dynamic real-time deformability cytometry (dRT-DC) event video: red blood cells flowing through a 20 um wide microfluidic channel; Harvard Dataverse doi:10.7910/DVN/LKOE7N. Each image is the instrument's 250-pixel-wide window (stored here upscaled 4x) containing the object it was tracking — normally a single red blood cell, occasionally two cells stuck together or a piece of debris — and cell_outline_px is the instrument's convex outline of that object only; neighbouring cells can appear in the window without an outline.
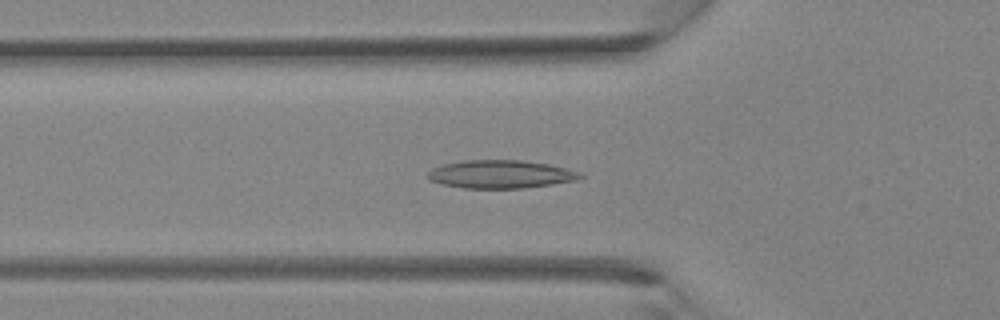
{"species": "Egyptian fruit bat (a non-hibernating species)", "species_latin": "Rousettus aegyptiacus", "temperature_condition": "room temperature", "stored_images_in_passage": 37, "camera_frame_rate_fps": 3000, "um_per_image_px": 0.085, "animal": {"sex": "female"}, "frame": {"image": 1, "passage_image": 13, "time_ms": 4.0, "image_size_px": [1000, 320], "cell_outline_px": [[584, 176], [576, 180], [552, 184], [524, 188], [464, 188], [440, 184], [432, 180], [428, 176], [428, 172], [432, 168], [444, 164], [464, 160], [520, 160], [548, 164], [580, 172]], "centroid_in_image_um": [42.55, 14.81], "position_along_channel_um": 83.3, "area_um2": 24.8}}
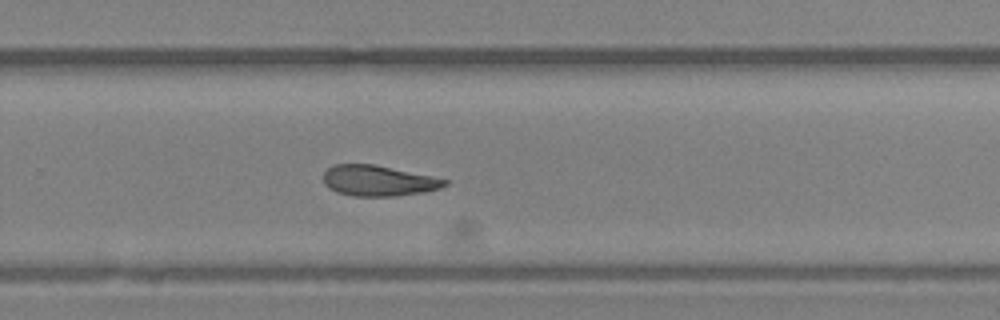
{"frame": {"image": 2, "passage_image": 25, "time_ms": 8.0, "image_size_px": [1000, 320], "cell_outline_px": [[448, 184], [440, 188], [424, 192], [396, 196], [352, 196], [336, 192], [328, 188], [324, 184], [324, 172], [332, 164], [372, 164], [432, 176], [448, 180]], "centroid_in_image_um": [32.13, 15.36], "position_along_channel_um": 297.7, "area_um2": 21.68}}
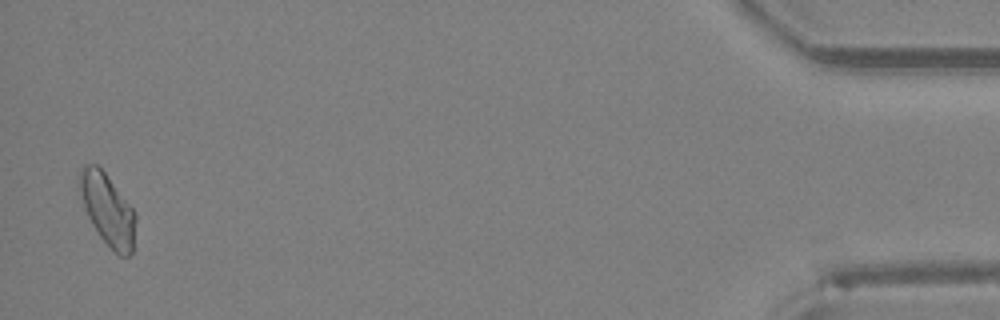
{"frame": {"image": 3, "passage_image": 37, "time_ms": 12.0, "image_size_px": [1000, 320], "cell_outline_px": [[136, 220], [132, 252], [128, 256], [120, 256], [100, 236], [92, 224], [84, 208], [80, 192], [80, 168], [84, 164], [96, 164], [104, 172], [132, 208], [136, 216]], "centroid_in_image_um": [9.14, 17.81], "position_along_channel_um": 426.1, "area_um2": 22.77}}